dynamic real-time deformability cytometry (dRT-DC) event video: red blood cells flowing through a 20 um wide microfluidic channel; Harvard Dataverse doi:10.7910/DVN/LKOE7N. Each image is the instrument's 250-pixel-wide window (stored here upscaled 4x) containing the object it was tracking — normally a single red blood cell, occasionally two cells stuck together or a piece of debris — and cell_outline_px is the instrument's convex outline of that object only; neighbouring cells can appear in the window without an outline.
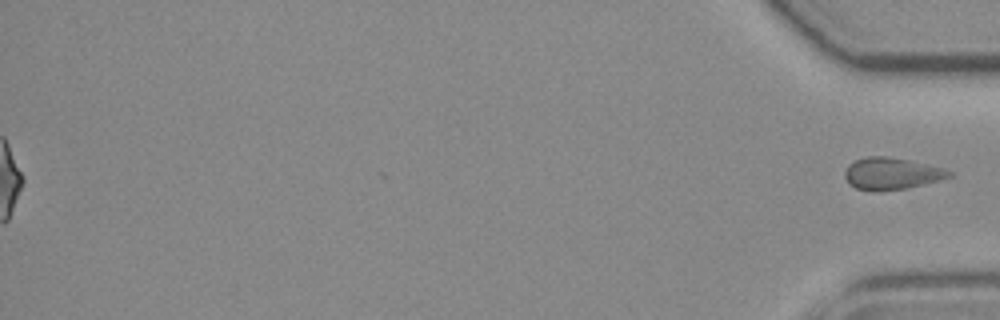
{"species": "common noctule bat (a hibernating species)", "species_latin": "Nyctalus noctula", "temperature_condition": "room temperature", "stored_images_in_passage": 38, "camera_frame_rate_fps": 3000, "um_per_image_px": 0.085, "animal": {"sex": "female", "body_mass_g": 19.3, "forearm_length_mm": 54.1}, "frame": {"image": 1, "passage_image": 38, "time_ms": 12.333, "image_size_px": [1000, 320], "cell_outline_px": [[952, 176], [940, 180], [908, 188], [856, 188], [848, 184], [844, 176], [844, 172], [848, 164], [856, 160], [868, 156], [884, 156], [908, 160], [944, 168], [952, 172]], "centroid_in_image_um": [75.79, 14.71], "position_along_channel_um": 359.4, "area_um2": 18.73}}